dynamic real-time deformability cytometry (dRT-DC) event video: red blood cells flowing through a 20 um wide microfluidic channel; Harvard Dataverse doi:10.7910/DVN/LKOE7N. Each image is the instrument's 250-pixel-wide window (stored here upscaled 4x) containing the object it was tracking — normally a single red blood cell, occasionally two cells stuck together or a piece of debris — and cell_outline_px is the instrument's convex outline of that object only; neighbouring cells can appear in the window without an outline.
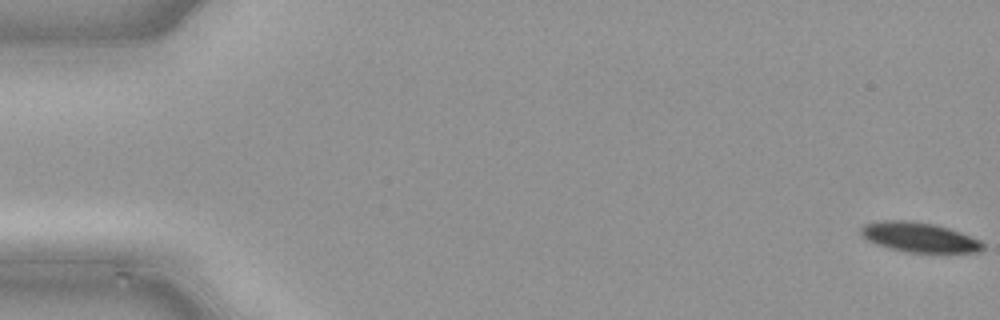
{"species": "common noctule bat (a hibernating species)", "species_latin": "Nyctalus noctula", "temperature_condition": "cold", "stored_images_in_passage": 49, "camera_frame_rate_fps": 3000, "um_per_image_px": 0.085, "animal": {"sex": "male", "body_mass_g": 21.5, "forearm_length_mm": 52.0}, "frame": {"image": 1, "passage_image": 1, "time_ms": 0.0, "image_size_px": [1000, 320], "cell_outline_px": [[984, 248], [976, 252], [908, 252], [876, 244], [868, 240], [860, 232], [860, 228], [864, 224], [880, 220], [908, 220], [932, 224], [948, 228], [960, 232], [980, 240], [984, 244]], "centroid_in_image_um": [78.12, 20.15], "position_along_channel_um": 6.9, "area_um2": 20.87}}
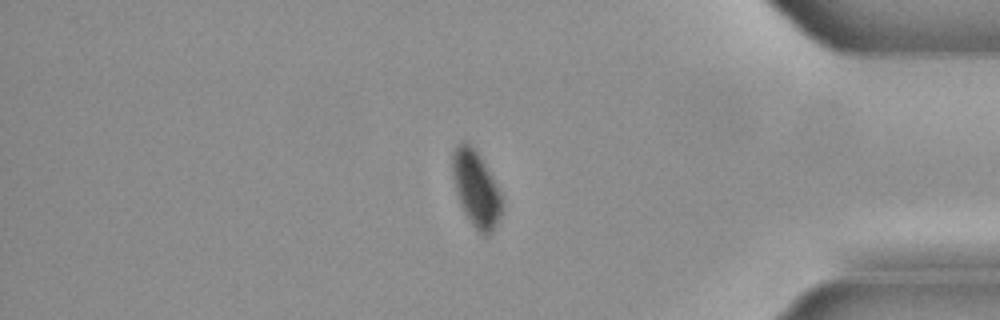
{"frame": {"image": 2, "passage_image": 42, "time_ms": 13.667, "image_size_px": [1000, 320], "cell_outline_px": [[504, 208], [500, 220], [492, 232], [484, 236], [476, 232], [468, 220], [460, 204], [456, 192], [452, 176], [452, 156], [456, 148], [464, 140], [476, 152], [484, 164], [500, 192], [504, 200]], "centroid_in_image_um": [40.49, 16.16], "position_along_channel_um": 394.7, "area_um2": 21.91}}
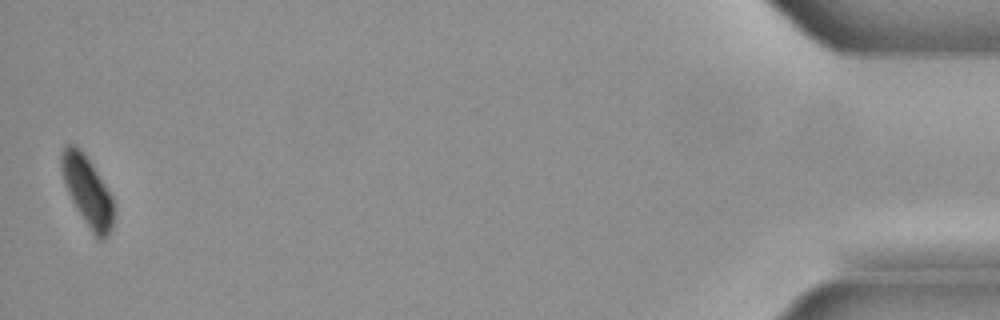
{"frame": {"image": 3, "passage_image": 49, "time_ms": 16.0, "image_size_px": [1000, 320], "cell_outline_px": [[112, 228], [104, 240], [96, 240], [72, 200], [68, 192], [64, 180], [60, 164], [60, 156], [64, 148], [68, 144], [72, 144], [88, 160], [112, 196]], "centroid_in_image_um": [7.42, 16.31], "position_along_channel_um": 427.8, "area_um2": 20.35}}